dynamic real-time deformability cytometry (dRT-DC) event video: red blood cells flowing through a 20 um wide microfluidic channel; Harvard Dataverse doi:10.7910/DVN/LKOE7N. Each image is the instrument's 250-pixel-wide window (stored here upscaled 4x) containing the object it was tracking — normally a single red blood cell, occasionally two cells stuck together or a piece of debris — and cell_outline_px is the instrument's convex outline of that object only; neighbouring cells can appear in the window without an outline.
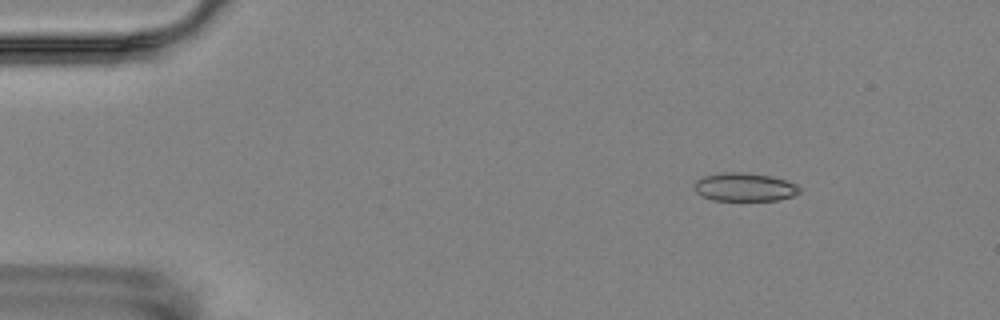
{"species": "Egyptian fruit bat (a non-hibernating species)", "species_latin": "Rousettus aegyptiacus", "temperature_condition": "room temperature", "stored_images_in_passage": 15, "camera_frame_rate_fps": 3000, "um_per_image_px": 0.085, "animal": {"sex": "female"}, "frame": {"image": 1, "passage_image": 2, "time_ms": 1.0, "image_size_px": [1000, 320], "cell_outline_px": [[800, 192], [792, 196], [780, 200], [712, 200], [696, 192], [692, 184], [696, 180], [704, 176], [724, 172], [748, 172], [772, 176], [796, 184], [800, 188]], "centroid_in_image_um": [63.28, 15.89], "position_along_channel_um": 21.7, "area_um2": 17.46}}
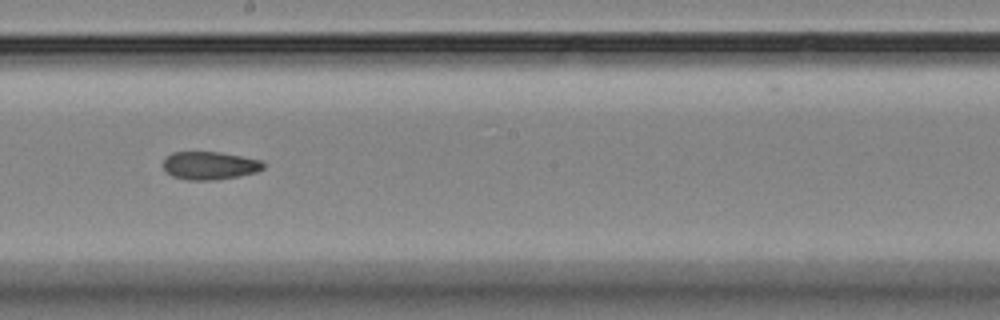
{"frame": {"image": 2, "passage_image": 9, "time_ms": 9.0, "image_size_px": [1000, 320], "cell_outline_px": [[264, 168], [256, 172], [240, 176], [216, 180], [188, 180], [172, 176], [164, 168], [164, 160], [172, 152], [220, 152], [264, 160]], "centroid_in_image_um": [17.87, 14.07], "position_along_channel_um": 230.3, "area_um2": 16.42}}
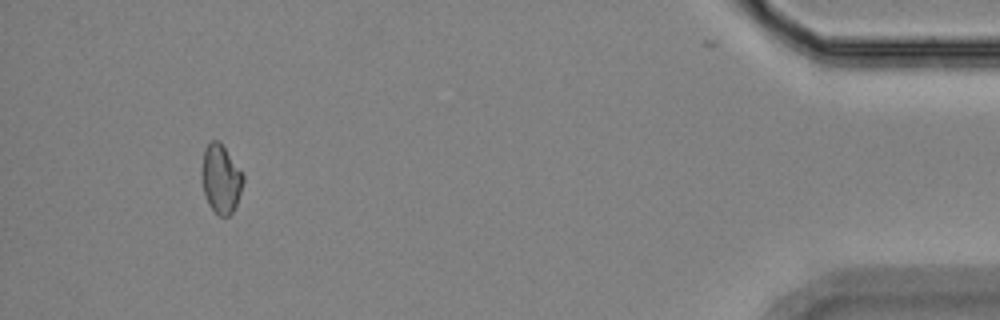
{"frame": {"image": 3, "passage_image": 15, "time_ms": 16.0, "image_size_px": [1000, 320], "cell_outline_px": [[244, 180], [236, 204], [232, 212], [228, 216], [220, 216], [208, 204], [204, 192], [200, 176], [200, 168], [204, 148], [212, 140], [220, 140], [244, 172]], "centroid_in_image_um": [18.76, 15.14], "position_along_channel_um": 416.4, "area_um2": 16.99}, "authors_computed_cell_mechanics": {"area_um2": 16.8776, "velocity_mm_per_s": 3.5848, "shape_relaxation_time_tau1_ms": null, "shape_relaxation_time_tau2_ms": 7.4537, "deformation_change_tau1": null, "deformation_change_tau2": 0.1454}}